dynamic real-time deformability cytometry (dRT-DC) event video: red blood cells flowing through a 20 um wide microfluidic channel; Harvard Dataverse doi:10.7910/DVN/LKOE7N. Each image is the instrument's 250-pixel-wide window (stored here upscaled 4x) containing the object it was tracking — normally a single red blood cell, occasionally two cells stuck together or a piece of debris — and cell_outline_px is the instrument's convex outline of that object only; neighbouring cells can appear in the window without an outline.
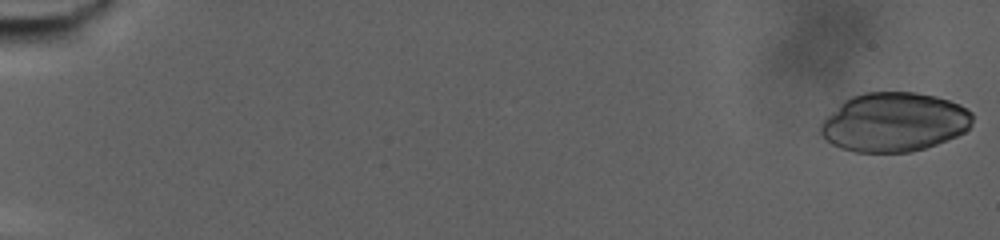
{"species": "human", "species_latin": "Homo sapiens", "temperature_condition": "warm", "stored_images_in_passage": 79, "camera_frame_rate_fps": 3000, "um_per_image_px": 0.085, "donor": {"sex": "male"}, "frame": {"image": 1, "passage_image": 1, "time_ms": 0.0, "image_size_px": [1000, 240], "cell_outline_px": [[972, 124], [964, 132], [948, 140], [912, 152], [856, 152], [840, 148], [832, 144], [820, 132], [820, 124], [824, 116], [844, 100], [852, 96], [864, 92], [916, 92], [936, 96], [960, 104], [968, 108], [972, 112]], "centroid_in_image_um": [75.99, 10.37], "position_along_channel_um": 9.0, "area_um2": 52.66}}
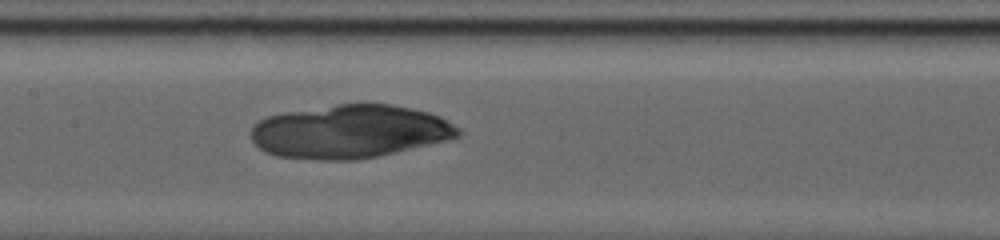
{"frame": {"image": 2, "passage_image": 42, "time_ms": 13.667, "image_size_px": [1000, 240], "cell_outline_px": [[460, 136], [444, 140], [376, 156], [356, 160], [320, 160], [276, 156], [264, 152], [252, 140], [252, 124], [264, 116], [284, 112], [336, 104], [392, 104], [412, 108], [428, 112], [440, 116], [460, 128]], "centroid_in_image_um": [29.68, 11.17], "position_along_channel_um": 177.7, "area_um2": 64.27}}
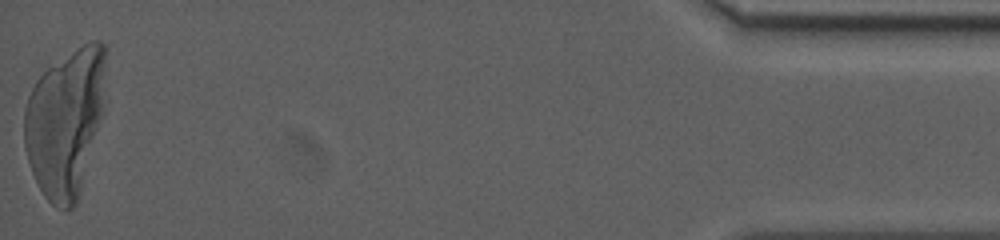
{"frame": {"image": 3, "passage_image": 79, "time_ms": 26.0, "image_size_px": [1000, 240], "cell_outline_px": [[104, 68], [100, 116], [76, 204], [72, 208], [56, 208], [44, 196], [32, 172], [24, 148], [24, 108], [28, 96], [36, 80], [48, 68], [88, 40], [100, 40], [104, 44]], "centroid_in_image_um": [5.49, 10.39], "position_along_channel_um": 429.7, "area_um2": 68.38}}